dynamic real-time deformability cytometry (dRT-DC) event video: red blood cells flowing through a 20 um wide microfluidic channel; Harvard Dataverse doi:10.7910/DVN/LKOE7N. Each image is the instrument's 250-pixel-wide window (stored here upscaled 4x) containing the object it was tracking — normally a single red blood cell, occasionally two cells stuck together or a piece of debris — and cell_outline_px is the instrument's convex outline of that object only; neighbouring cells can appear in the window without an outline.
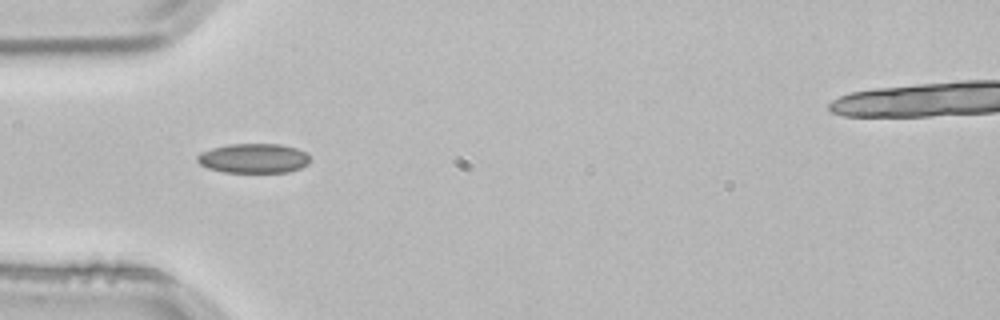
{"species": "common noctule bat (a hibernating species)", "species_latin": "Nyctalus noctula", "temperature_condition": "room temperature", "stored_images_in_passage": 4, "camera_frame_rate_fps": 3000, "um_per_image_px": 0.085, "animal": {"sex": "male", "body_mass_g": 21.5, "forearm_length_mm": 52.0}, "frame": {"image": 1, "passage_image": 4, "time_ms": 1.0, "image_size_px": [1000, 320], "cell_outline_px": [[308, 164], [300, 168], [288, 172], [224, 172], [208, 168], [200, 164], [196, 160], [196, 156], [200, 152], [212, 148], [228, 144], [280, 144], [296, 148], [304, 152], [308, 156]], "centroid_in_image_um": [21.52, 13.45], "position_along_channel_um": 63.5, "area_um2": 19.36}}